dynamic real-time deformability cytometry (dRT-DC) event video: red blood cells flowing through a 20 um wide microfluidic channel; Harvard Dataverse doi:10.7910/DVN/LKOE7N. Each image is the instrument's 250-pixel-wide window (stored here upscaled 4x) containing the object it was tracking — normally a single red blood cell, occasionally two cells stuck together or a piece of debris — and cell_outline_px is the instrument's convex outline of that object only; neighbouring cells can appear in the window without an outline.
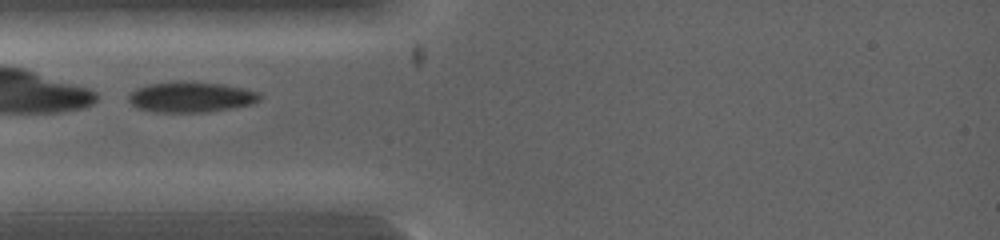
{"species": "common noctule bat (a hibernating species)", "species_latin": "Nyctalus noctula", "temperature_condition": "warm", "stored_images_in_passage": 4, "camera_frame_rate_fps": 5000, "um_per_image_px": 0.085, "animal": {"sex": "female", "body_mass_g": 19.0, "forearm_length_mm": 53.3}, "frame": {"image": 1, "passage_image": 1, "time_ms": 0.0, "image_size_px": [1000, 240], "cell_outline_px": [[260, 100], [252, 104], [232, 108], [208, 112], [156, 112], [136, 108], [128, 100], [128, 96], [136, 88], [148, 84], [172, 80], [180, 80], [224, 84], [244, 88], [256, 92], [260, 96]], "centroid_in_image_um": [16.2, 8.23], "position_along_channel_um": 68.8, "area_um2": 23.64}}
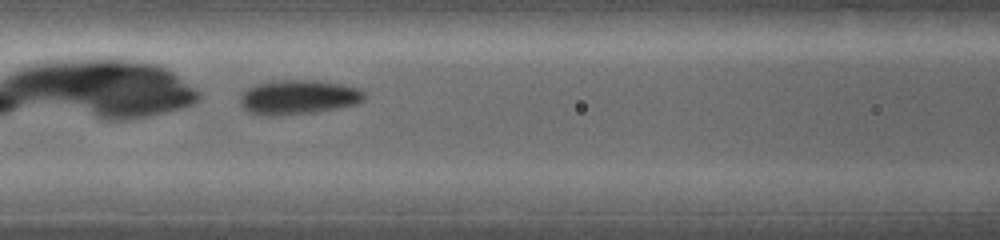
{"frame": {"image": 2, "passage_image": 3, "time_ms": 1.2, "image_size_px": [1000, 240], "cell_outline_px": [[368, 96], [364, 100], [356, 104], [340, 108], [316, 112], [276, 116], [260, 116], [248, 112], [240, 104], [240, 92], [244, 88], [256, 84], [272, 80], [316, 80], [340, 84], [356, 88], [364, 92]], "centroid_in_image_um": [25.31, 8.27], "position_along_channel_um": 141.3, "area_um2": 25.49}}
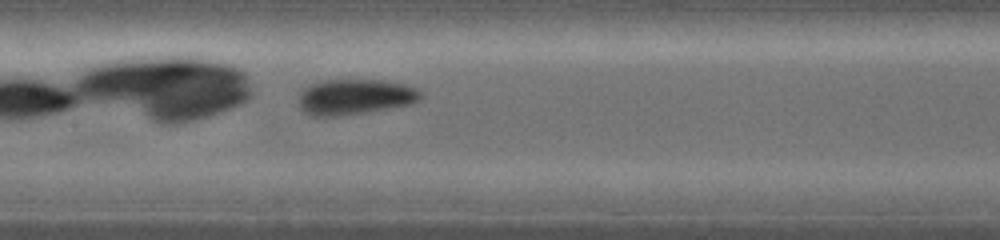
{"frame": {"image": 3, "passage_image": 4, "time_ms": 1.8, "image_size_px": [1000, 240], "cell_outline_px": [[424, 96], [412, 104], [364, 112], [332, 116], [312, 116], [304, 112], [300, 108], [296, 96], [308, 84], [324, 80], [384, 80], [404, 84], [416, 88], [424, 92]], "centroid_in_image_um": [30.15, 8.22], "position_along_channel_um": 177.3, "area_um2": 25.49}}